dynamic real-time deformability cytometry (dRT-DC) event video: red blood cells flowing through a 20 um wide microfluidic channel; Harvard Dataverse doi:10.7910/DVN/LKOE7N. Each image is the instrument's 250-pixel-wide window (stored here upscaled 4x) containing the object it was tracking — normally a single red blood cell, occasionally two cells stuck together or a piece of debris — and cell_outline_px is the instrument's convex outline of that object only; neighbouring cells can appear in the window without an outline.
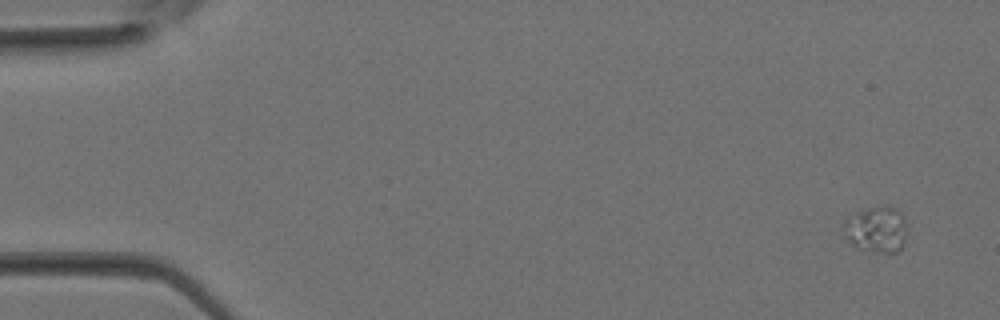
{"species": "Egyptian fruit bat (a non-hibernating species)", "species_latin": "Rousettus aegyptiacus", "temperature_condition": "room temperature", "stored_images_in_passage": 24, "camera_frame_rate_fps": 3000, "um_per_image_px": 0.085, "animal": {"sex": "female"}, "frame": {"image": 1, "passage_image": 1, "time_ms": 0.0, "image_size_px": [1000, 320], "cell_outline_px": [[908, 228], [900, 248], [896, 252], [880, 252], [856, 248], [844, 236], [844, 220], [868, 208], [884, 204], [888, 204], [896, 208], [904, 216], [908, 224]], "centroid_in_image_um": [74.54, 19.47], "position_along_channel_um": 10.5, "area_um2": 17.11}}
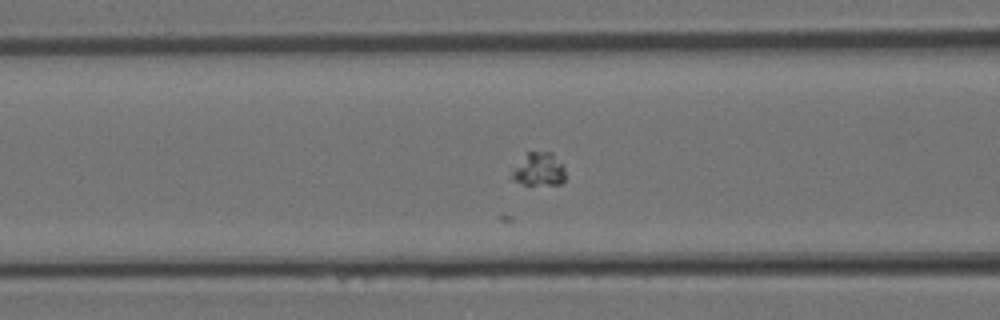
{"frame": {"image": 2, "passage_image": 14, "time_ms": 4.333, "image_size_px": [1000, 320], "cell_outline_px": [[564, 180], [560, 184], [524, 184], [512, 180], [508, 176], [528, 152], [552, 152], [564, 168]], "centroid_in_image_um": [45.79, 14.41], "position_along_channel_um": 120.8, "area_um2": 10.12}}
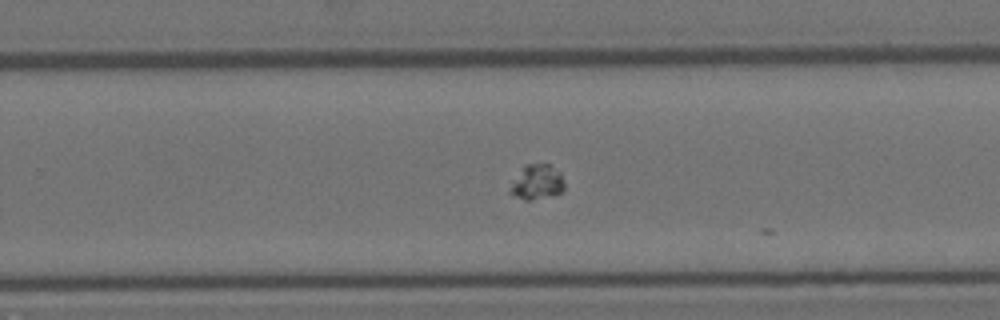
{"frame": {"image": 3, "passage_image": 23, "time_ms": 7.333, "image_size_px": [1000, 320], "cell_outline_px": [[564, 188], [560, 192], [532, 200], [524, 200], [508, 192], [512, 184], [524, 164], [552, 164], [560, 172], [564, 184]], "centroid_in_image_um": [45.65, 15.46], "position_along_channel_um": 284.2, "area_um2": 10.81}}